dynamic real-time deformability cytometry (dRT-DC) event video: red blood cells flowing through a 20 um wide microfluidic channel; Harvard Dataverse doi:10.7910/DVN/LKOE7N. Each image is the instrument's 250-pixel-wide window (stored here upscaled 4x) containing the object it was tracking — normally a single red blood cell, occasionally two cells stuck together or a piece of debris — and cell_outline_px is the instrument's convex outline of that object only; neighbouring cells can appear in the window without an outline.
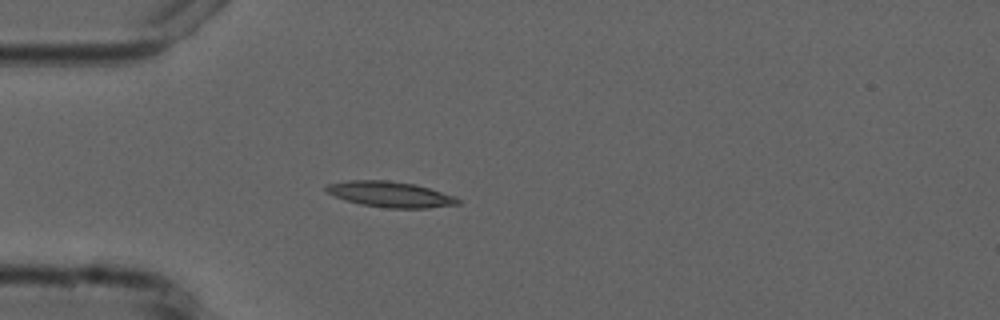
{"species": "common noctule bat (a hibernating species)", "species_latin": "Nyctalus noctula", "temperature_condition": "cold", "stored_images_in_passage": 3, "camera_frame_rate_fps": 3000, "um_per_image_px": 0.085, "animal": {"sex": "male", "forearm_length_mm": 52.5}, "frame": {"image": 1, "passage_image": 3, "time_ms": 3.333, "image_size_px": [1000, 320], "cell_outline_px": [[460, 204], [428, 208], [388, 208], [360, 204], [344, 200], [328, 192], [324, 188], [328, 184], [348, 180], [388, 180], [416, 184], [456, 196], [460, 200]], "centroid_in_image_um": [33.21, 16.51], "position_along_channel_um": 51.8, "area_um2": 19.77}}